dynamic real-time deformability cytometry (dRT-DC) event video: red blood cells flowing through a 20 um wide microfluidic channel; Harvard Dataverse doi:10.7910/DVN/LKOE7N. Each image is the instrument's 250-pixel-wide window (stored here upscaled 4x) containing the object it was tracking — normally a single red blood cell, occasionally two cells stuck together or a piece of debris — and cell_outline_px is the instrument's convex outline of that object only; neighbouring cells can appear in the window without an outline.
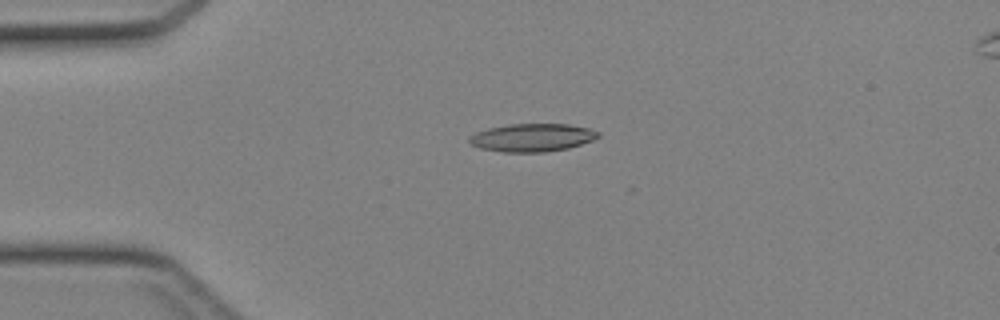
{"species": "Egyptian fruit bat (a non-hibernating species)", "species_latin": "Rousettus aegyptiacus", "temperature_condition": "cold", "stored_images_in_passage": 43, "camera_frame_rate_fps": 3000, "um_per_image_px": 0.085, "animal": {"sex": "female"}, "frame": {"image": 1, "passage_image": 10, "time_ms": 3.0, "image_size_px": [1000, 320], "cell_outline_px": [[600, 136], [592, 140], [568, 148], [544, 152], [504, 152], [480, 148], [472, 144], [468, 140], [468, 136], [476, 132], [488, 128], [508, 124], [568, 124], [588, 128], [600, 132]], "centroid_in_image_um": [45.22, 11.69], "position_along_channel_um": 39.8, "area_um2": 20.98}}
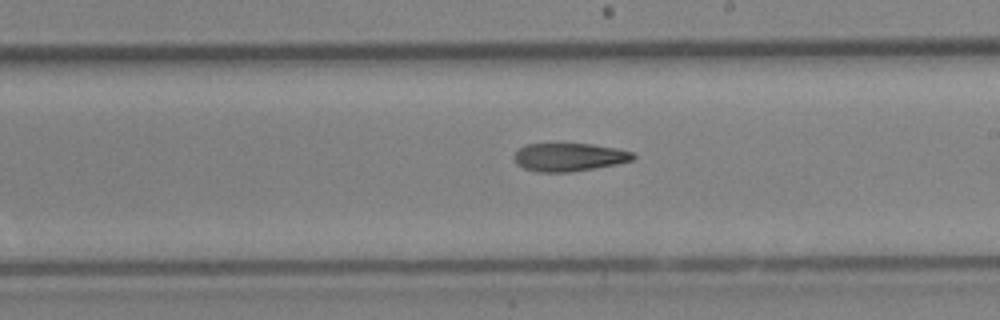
{"frame": {"image": 2, "passage_image": 25, "time_ms": 8.0, "image_size_px": [1000, 320], "cell_outline_px": [[636, 156], [632, 160], [616, 164], [568, 172], [540, 172], [524, 168], [516, 164], [512, 156], [524, 144], [592, 144], [616, 148], [632, 152]], "centroid_in_image_um": [48.34, 13.35], "position_along_channel_um": 240.7, "area_um2": 19.36}}
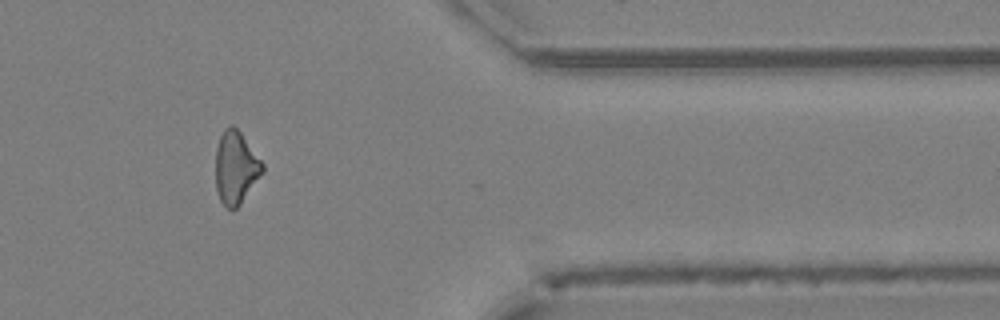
{"frame": {"image": 3, "passage_image": 36, "time_ms": 11.667, "image_size_px": [1000, 320], "cell_outline_px": [[264, 172], [240, 204], [236, 208], [228, 208], [220, 200], [216, 188], [216, 148], [220, 136], [224, 128], [232, 124], [240, 132], [264, 164]], "centroid_in_image_um": [20.04, 14.23], "position_along_channel_um": 391.4, "area_um2": 19.71}}